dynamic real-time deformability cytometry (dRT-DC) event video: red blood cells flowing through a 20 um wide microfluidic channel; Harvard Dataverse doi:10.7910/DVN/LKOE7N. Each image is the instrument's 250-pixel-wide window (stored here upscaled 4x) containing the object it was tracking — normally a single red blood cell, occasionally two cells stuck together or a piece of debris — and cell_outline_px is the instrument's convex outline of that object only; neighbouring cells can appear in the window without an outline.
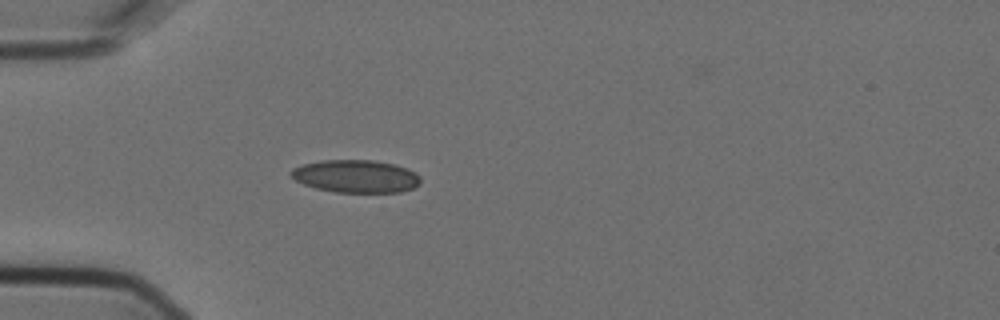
{"species": "Egyptian fruit bat (a non-hibernating species)", "species_latin": "Rousettus aegyptiacus", "temperature_condition": "cold", "stored_images_in_passage": 5, "camera_frame_rate_fps": 3000, "um_per_image_px": 0.085, "animal": {"sex": "female"}, "frame": {"image": 1, "passage_image": 5, "time_ms": 1.333, "image_size_px": [1000, 320], "cell_outline_px": [[420, 184], [412, 188], [400, 192], [336, 192], [316, 188], [304, 184], [296, 180], [288, 172], [292, 168], [304, 164], [324, 160], [372, 160], [392, 164], [408, 168], [416, 172], [420, 176]], "centroid_in_image_um": [30.26, 14.98], "position_along_channel_um": 54.7, "area_um2": 24.62}}